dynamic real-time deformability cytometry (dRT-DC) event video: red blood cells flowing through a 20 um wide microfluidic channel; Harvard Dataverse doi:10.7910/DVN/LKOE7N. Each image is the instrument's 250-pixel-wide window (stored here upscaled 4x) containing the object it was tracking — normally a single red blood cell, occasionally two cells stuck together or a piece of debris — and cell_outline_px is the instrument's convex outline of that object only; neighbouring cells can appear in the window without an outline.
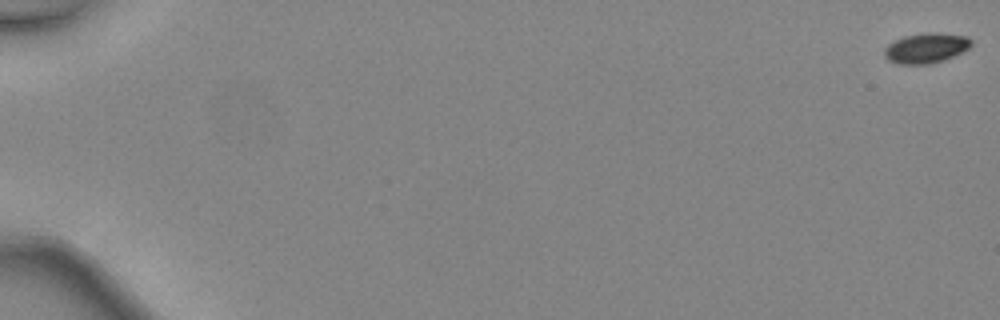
{"species": "common noctule bat (a hibernating species)", "species_latin": "Nyctalus noctula", "temperature_condition": "warm", "stored_images_in_passage": 7, "camera_frame_rate_fps": 3000, "um_per_image_px": 0.085, "animal": {"sex": "female", "body_mass_g": 24.6, "forearm_length_mm": 56.2}, "frame": {"image": 1, "passage_image": 1, "time_ms": 0.0, "image_size_px": [1000, 320], "cell_outline_px": [[972, 44], [968, 48], [944, 60], [932, 64], [900, 64], [888, 60], [884, 56], [884, 48], [888, 44], [904, 36], [932, 32], [968, 36], [972, 40]], "centroid_in_image_um": [78.7, 4.09], "position_along_channel_um": 6.3, "area_um2": 15.14}}